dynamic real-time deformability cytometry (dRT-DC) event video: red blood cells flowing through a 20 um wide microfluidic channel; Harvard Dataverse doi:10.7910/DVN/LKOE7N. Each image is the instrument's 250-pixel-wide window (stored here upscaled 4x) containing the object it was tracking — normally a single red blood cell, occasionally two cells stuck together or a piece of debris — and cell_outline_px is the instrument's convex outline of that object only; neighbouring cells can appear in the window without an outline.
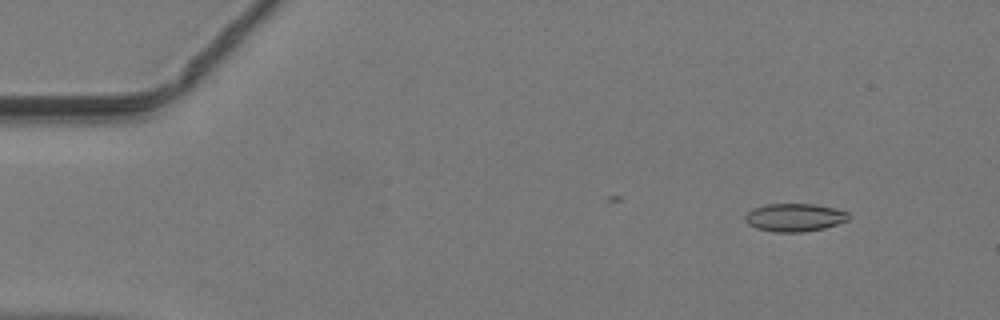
{"species": "common noctule bat (a hibernating species)", "species_latin": "Nyctalus noctula", "temperature_condition": "warm", "stored_images_in_passage": 10, "camera_frame_rate_fps": 3000, "um_per_image_px": 0.085, "animal": {"sex": "male", "body_mass_g": 19.2, "forearm_length_mm": 51.8}, "frame": {"image": 1, "passage_image": 4, "time_ms": 1.0, "image_size_px": [1000, 320], "cell_outline_px": [[848, 220], [824, 228], [804, 232], [776, 232], [756, 228], [748, 224], [744, 220], [744, 216], [752, 208], [764, 204], [816, 204], [836, 208], [848, 212]], "centroid_in_image_um": [67.51, 18.47], "position_along_channel_um": 17.5, "area_um2": 16.99}}